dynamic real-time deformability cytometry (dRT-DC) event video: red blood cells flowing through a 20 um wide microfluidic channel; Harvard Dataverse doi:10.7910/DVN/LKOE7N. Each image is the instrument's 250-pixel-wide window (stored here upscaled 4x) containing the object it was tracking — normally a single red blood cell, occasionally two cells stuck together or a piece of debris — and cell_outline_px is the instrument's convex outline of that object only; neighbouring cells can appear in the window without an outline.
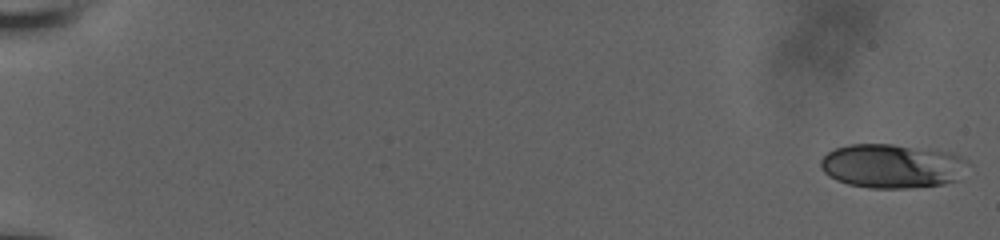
{"species": "human", "species_latin": "Homo sapiens", "temperature_condition": "room temperature", "stored_images_in_passage": 57, "camera_frame_rate_fps": 3000, "um_per_image_px": 0.085, "donor": {"sex": "male"}, "frame": {"image": 1, "passage_image": 1, "time_ms": 0.0, "image_size_px": [1000, 240], "cell_outline_px": [[972, 164], [956, 180], [944, 184], [908, 188], [868, 188], [848, 184], [836, 180], [828, 176], [820, 168], [820, 160], [828, 152], [836, 148], [848, 144], [892, 144], [952, 152], [968, 160]], "centroid_in_image_um": [75.85, 14.11], "position_along_channel_um": 9.2, "area_um2": 38.26}}
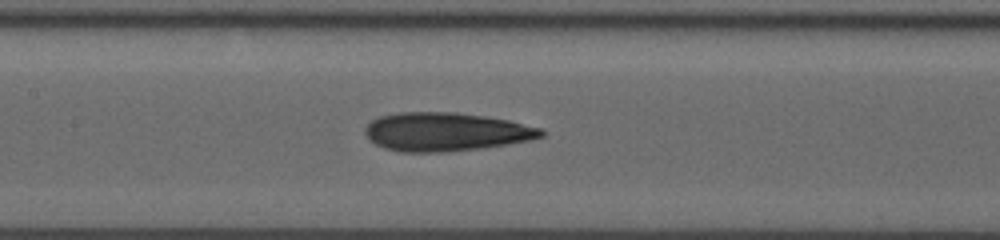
{"frame": {"image": 2, "passage_image": 30, "time_ms": 9.667, "image_size_px": [1000, 240], "cell_outline_px": [[544, 136], [528, 140], [484, 148], [448, 152], [400, 152], [384, 148], [368, 140], [364, 132], [364, 128], [372, 120], [380, 116], [396, 112], [456, 112], [484, 116], [508, 120], [540, 128], [544, 132]], "centroid_in_image_um": [37.84, 11.21], "position_along_channel_um": 169.6, "area_um2": 39.71}}
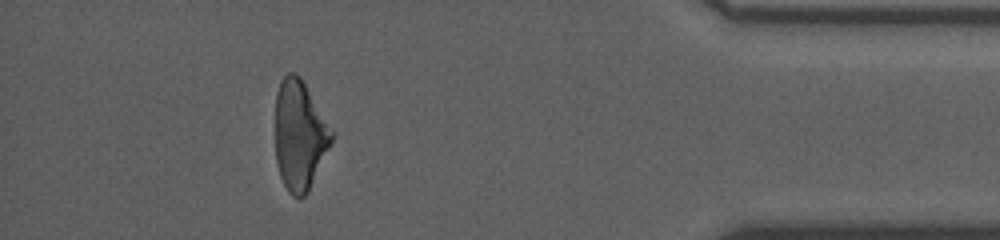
{"frame": {"image": 3, "passage_image": 52, "time_ms": 17.0, "image_size_px": [1000, 240], "cell_outline_px": [[336, 132], [332, 144], [308, 192], [300, 200], [292, 196], [288, 192], [280, 176], [276, 160], [276, 92], [280, 80], [288, 72], [292, 72], [300, 76]], "centroid_in_image_um": [25.5, 11.5], "position_along_channel_um": 409.7, "area_um2": 36.7}, "authors_computed_cell_mechanics": {"area_um2": 37.6278, "velocity_mm_per_s": 3.8326, "shape_relaxation_time_tau1_ms": 8.6337, "shape_relaxation_time_tau2_ms": 3.024, "deformation_change_tau1": 0.2021, "deformation_change_tau2": 0.118}}